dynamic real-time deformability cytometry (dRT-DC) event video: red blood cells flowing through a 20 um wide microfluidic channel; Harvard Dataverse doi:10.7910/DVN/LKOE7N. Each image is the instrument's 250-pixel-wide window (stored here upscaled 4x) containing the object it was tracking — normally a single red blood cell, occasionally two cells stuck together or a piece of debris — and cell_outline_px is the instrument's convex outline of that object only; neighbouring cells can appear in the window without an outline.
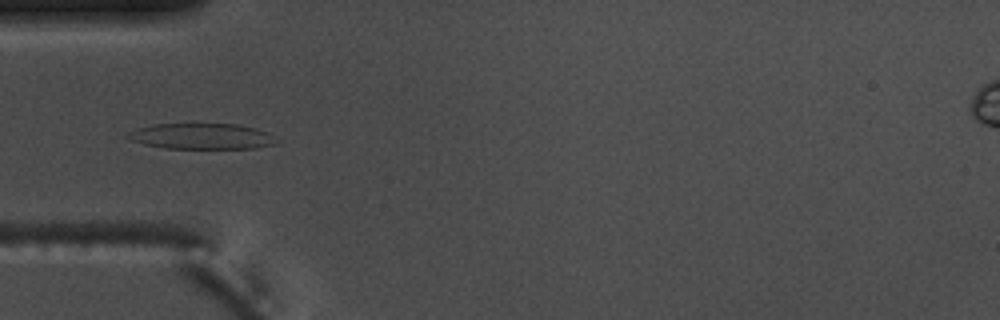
{"species": "common noctule bat (a hibernating species)", "species_latin": "Nyctalus noctula", "temperature_condition": "warm", "stored_images_in_passage": 6, "camera_frame_rate_fps": 3000, "um_per_image_px": 0.085, "animal": {"sex": "male", "body_mass_g": 17.5, "forearm_length_mm": 52.3}, "frame": {"image": 1, "passage_image": 5, "time_ms": 1.333, "image_size_px": [1000, 320], "cell_outline_px": [[280, 140], [276, 144], [256, 148], [164, 148], [144, 144], [128, 140], [124, 136], [136, 128], [152, 124], [236, 124], [256, 128], [268, 132]], "centroid_in_image_um": [17.15, 11.58], "position_along_channel_um": 67.9, "area_um2": 22.54}}